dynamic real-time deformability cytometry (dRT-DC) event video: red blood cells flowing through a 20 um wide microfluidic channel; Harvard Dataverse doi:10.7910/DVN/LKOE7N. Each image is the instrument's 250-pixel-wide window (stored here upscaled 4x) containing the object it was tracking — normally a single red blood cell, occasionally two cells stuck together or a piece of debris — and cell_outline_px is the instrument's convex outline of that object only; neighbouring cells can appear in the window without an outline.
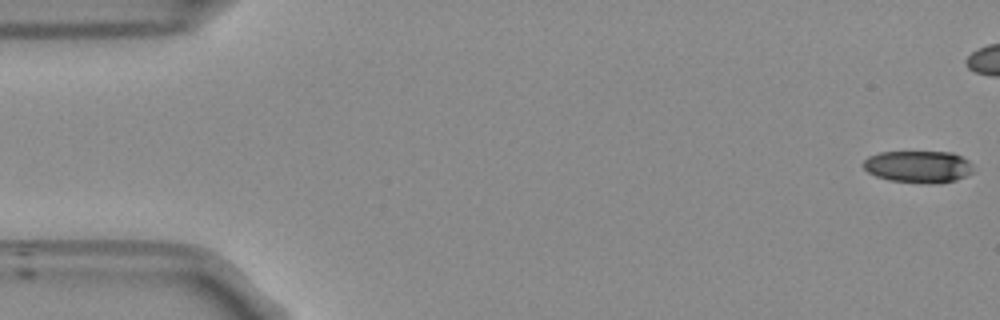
{"species": "Egyptian fruit bat (a non-hibernating species)", "species_latin": "Rousettus aegyptiacus", "temperature_condition": "room temperature", "stored_images_in_passage": 9, "camera_frame_rate_fps": 3000, "um_per_image_px": 0.085, "frame": {"image": 1, "passage_image": 1, "time_ms": 0.0, "image_size_px": [1000, 320], "cell_outline_px": [[972, 172], [956, 180], [940, 184], [924, 184], [888, 180], [876, 176], [868, 172], [860, 164], [868, 156], [880, 152], [952, 152], [968, 160]], "centroid_in_image_um": [78.0, 14.18], "position_along_channel_um": 7.0, "area_um2": 20.69}}